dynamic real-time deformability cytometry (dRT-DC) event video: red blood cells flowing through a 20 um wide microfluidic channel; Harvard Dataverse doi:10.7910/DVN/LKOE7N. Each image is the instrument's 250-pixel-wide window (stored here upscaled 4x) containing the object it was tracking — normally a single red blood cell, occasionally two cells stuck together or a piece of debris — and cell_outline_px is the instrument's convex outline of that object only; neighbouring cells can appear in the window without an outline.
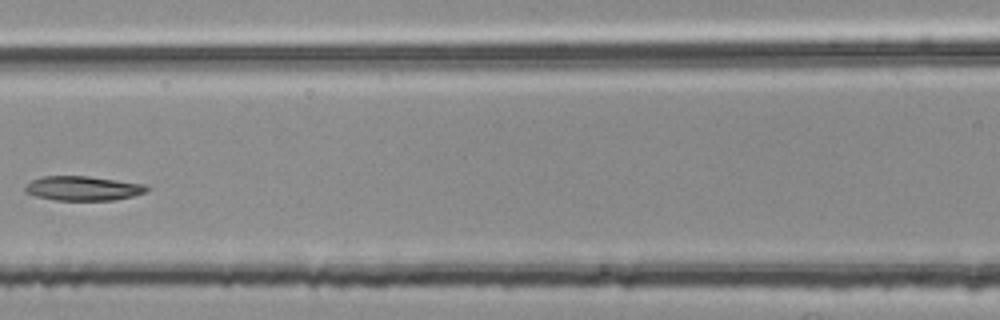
{"species": "common noctule bat (a hibernating species)", "species_latin": "Nyctalus noctula", "temperature_condition": "room temperature", "stored_images_in_passage": 5, "camera_frame_rate_fps": 3000, "um_per_image_px": 0.085, "animal": {"sex": "female", "body_mass_g": 25.1}, "frame": {"image": 1, "passage_image": 5, "time_ms": 1.333, "image_size_px": [1000, 320], "cell_outline_px": [[152, 188], [148, 192], [132, 196], [112, 200], [56, 200], [36, 196], [24, 192], [24, 184], [40, 176], [88, 176], [144, 184]], "centroid_in_image_um": [7.04, 16.0], "position_along_channel_um": 159.6, "area_um2": 17.46}}